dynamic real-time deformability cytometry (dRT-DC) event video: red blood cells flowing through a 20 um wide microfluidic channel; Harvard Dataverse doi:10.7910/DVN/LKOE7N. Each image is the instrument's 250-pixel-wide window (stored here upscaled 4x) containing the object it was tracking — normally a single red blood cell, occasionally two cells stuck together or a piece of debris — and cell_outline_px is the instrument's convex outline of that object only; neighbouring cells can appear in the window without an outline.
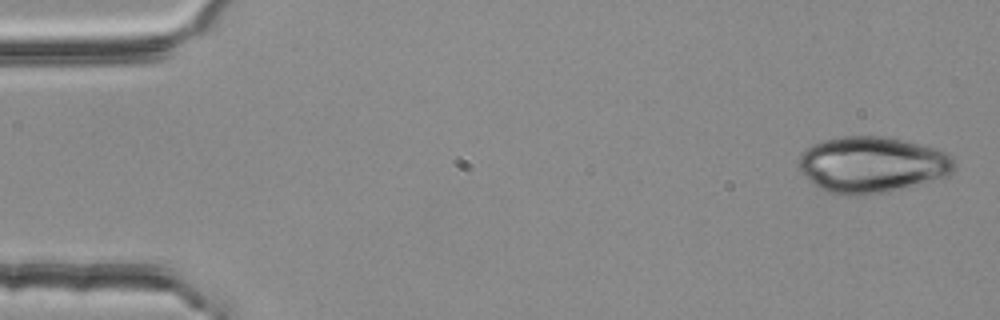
{"species": "common noctule bat (a hibernating species)", "species_latin": "Nyctalus noctula", "temperature_condition": "room temperature", "stored_images_in_passage": 4, "camera_frame_rate_fps": 3000, "um_per_image_px": 0.085, "animal": {"sex": "female", "body_mass_g": 25.1}, "frame": {"image": 1, "passage_image": 1, "time_ms": 0.0, "image_size_px": [1000, 320], "cell_outline_px": [[956, 168], [948, 176], [888, 192], [856, 196], [844, 196], [828, 192], [812, 184], [800, 168], [796, 160], [800, 152], [812, 144], [824, 140], [844, 136], [884, 136], [948, 152], [952, 156], [956, 164]], "centroid_in_image_um": [74.1, 14.01], "position_along_channel_um": 10.9, "area_um2": 51.15}}